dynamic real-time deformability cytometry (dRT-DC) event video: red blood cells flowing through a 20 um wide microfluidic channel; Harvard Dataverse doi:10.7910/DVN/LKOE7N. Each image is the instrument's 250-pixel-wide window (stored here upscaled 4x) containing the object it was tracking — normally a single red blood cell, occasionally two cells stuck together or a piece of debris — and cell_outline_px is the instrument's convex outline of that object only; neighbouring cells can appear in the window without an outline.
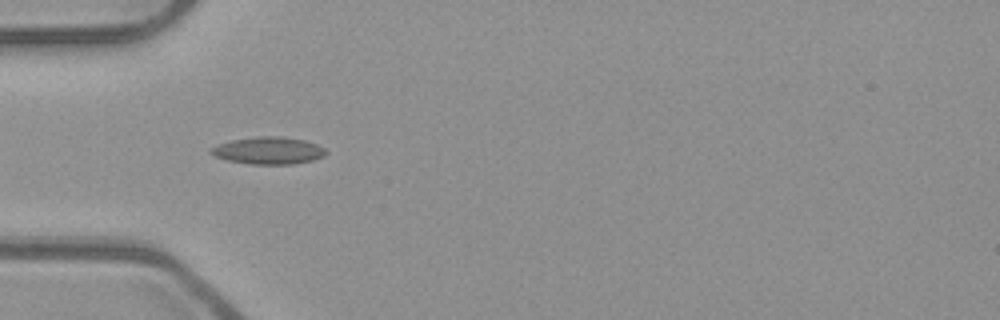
{"species": "common noctule bat (a hibernating species)", "species_latin": "Nyctalus noctula", "temperature_condition": "room temperature", "stored_images_in_passage": 38, "camera_frame_rate_fps": 3000, "um_per_image_px": 0.085, "animal": {"sex": "male", "body_mass_g": 23.1, "forearm_length_mm": 52.7}, "frame": {"image": 1, "passage_image": 2, "time_ms": 0.333, "image_size_px": [1000, 320], "cell_outline_px": [[328, 152], [324, 156], [312, 160], [292, 164], [248, 164], [228, 160], [216, 156], [208, 152], [208, 148], [232, 140], [256, 136], [280, 136], [304, 140], [316, 144], [324, 148]], "centroid_in_image_um": [22.81, 12.79], "position_along_channel_um": 62.2, "area_um2": 18.21}}
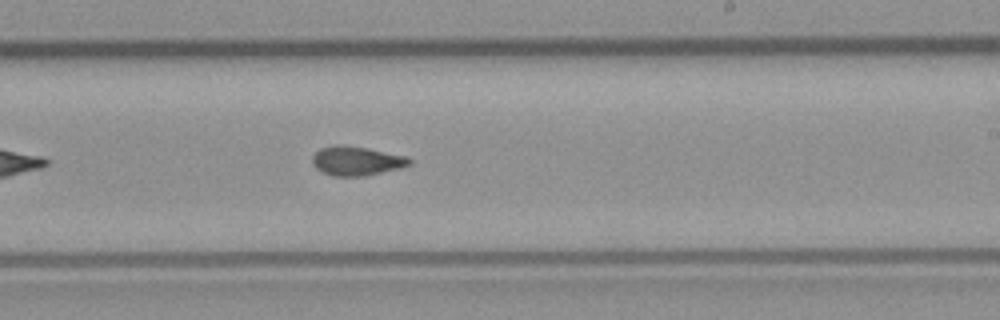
{"frame": {"image": 2, "passage_image": 17, "time_ms": 5.333, "image_size_px": [1000, 320], "cell_outline_px": [[412, 164], [400, 168], [364, 176], [332, 176], [316, 168], [312, 164], [312, 156], [320, 148], [336, 144], [340, 144], [368, 148], [404, 156], [412, 160]], "centroid_in_image_um": [30.28, 13.67], "position_along_channel_um": 258.7, "area_um2": 16.47}}
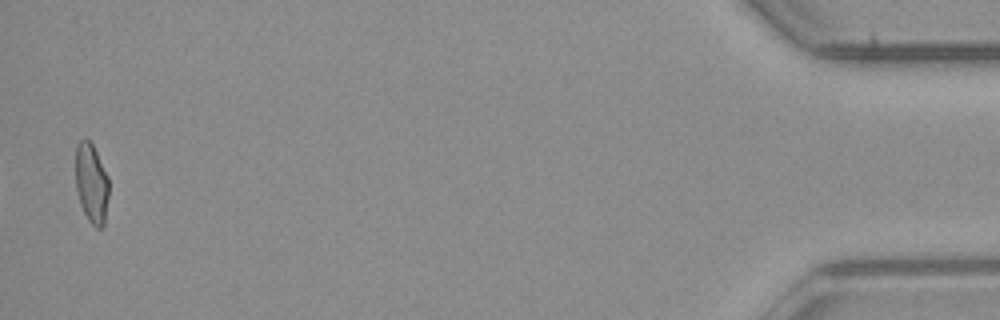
{"frame": {"image": 3, "passage_image": 37, "time_ms": 12.0, "image_size_px": [1000, 320], "cell_outline_px": [[108, 196], [104, 224], [100, 228], [96, 228], [88, 220], [80, 204], [76, 188], [76, 144], [80, 140], [88, 140], [92, 144], [108, 176]], "centroid_in_image_um": [7.77, 15.59], "position_along_channel_um": 427.4, "area_um2": 15.26}, "authors_computed_cell_mechanics": {"area_um2": 16.2418, "velocity_mm_per_s": 3.9587, "shape_relaxation_time_tau1_ms": null, "shape_relaxation_time_tau2_ms": 2.3971, "deformation_change_tau1": null, "deformation_change_tau2": 0.1008}}